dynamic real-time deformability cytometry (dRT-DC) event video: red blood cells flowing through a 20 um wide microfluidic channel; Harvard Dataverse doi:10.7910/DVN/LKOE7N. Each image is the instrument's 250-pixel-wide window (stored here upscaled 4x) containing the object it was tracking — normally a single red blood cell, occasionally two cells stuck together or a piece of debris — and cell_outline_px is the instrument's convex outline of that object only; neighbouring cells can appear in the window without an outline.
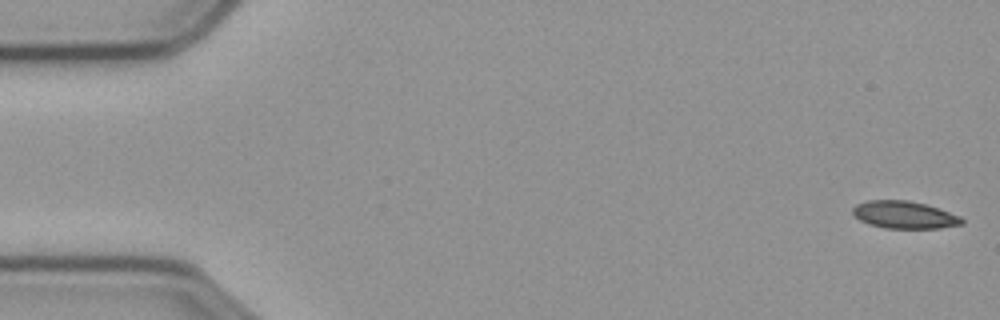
{"species": "common noctule bat (a hibernating species)", "species_latin": "Nyctalus noctula", "temperature_condition": "cold", "stored_images_in_passage": 13, "camera_frame_rate_fps": 3000, "um_per_image_px": 0.085, "animal": {"sex": "male", "body_mass_g": 23.1, "forearm_length_mm": 52.7}, "frame": {"image": 1, "passage_image": 1, "time_ms": 0.0, "image_size_px": [1000, 320], "cell_outline_px": [[964, 224], [940, 228], [884, 228], [868, 224], [860, 220], [852, 212], [852, 208], [856, 204], [868, 200], [908, 200], [924, 204], [960, 216], [964, 220]], "centroid_in_image_um": [76.85, 18.26], "position_along_channel_um": 8.2, "area_um2": 17.34}}